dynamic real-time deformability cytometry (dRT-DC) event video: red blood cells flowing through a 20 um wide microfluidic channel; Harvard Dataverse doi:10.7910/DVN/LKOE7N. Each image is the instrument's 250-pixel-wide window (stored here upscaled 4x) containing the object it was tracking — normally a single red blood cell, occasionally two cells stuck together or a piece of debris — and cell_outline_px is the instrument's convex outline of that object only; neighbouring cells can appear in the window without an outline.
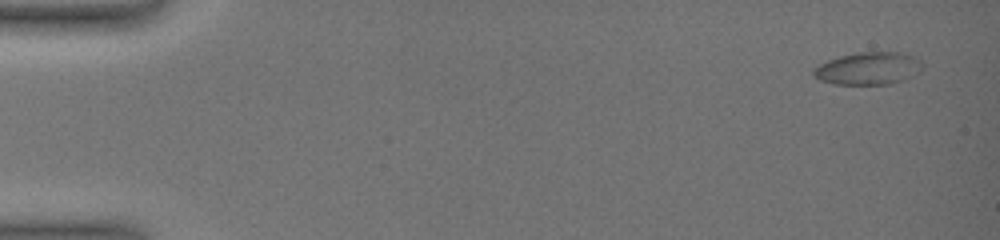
{"species": "common noctule bat (a hibernating species)", "species_latin": "Nyctalus noctula", "temperature_condition": "warm", "stored_images_in_passage": 16, "camera_frame_rate_fps": 3000, "um_per_image_px": 0.085, "animal": {"sex": "female", "body_mass_g": 19.0, "forearm_length_mm": 51.5}, "frame": {"image": 1, "passage_image": 1, "time_ms": 0.0, "image_size_px": [1000, 240], "cell_outline_px": [[924, 68], [912, 76], [904, 80], [892, 84], [836, 84], [820, 80], [812, 76], [812, 68], [828, 60], [840, 56], [860, 52], [900, 52], [912, 56], [920, 60], [924, 64]], "centroid_in_image_um": [73.81, 5.82], "position_along_channel_um": 11.2, "area_um2": 20.75}}
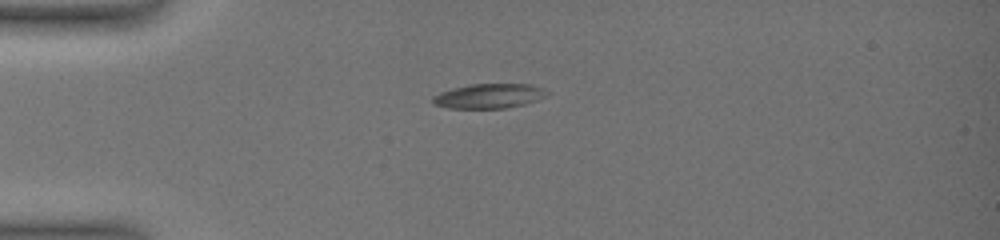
{"frame": {"image": 2, "passage_image": 10, "time_ms": 4.333, "image_size_px": [1000, 240], "cell_outline_px": [[552, 92], [548, 96], [524, 104], [504, 108], [448, 108], [432, 104], [432, 96], [440, 92], [452, 88], [472, 84], [532, 84], [544, 88]], "centroid_in_image_um": [41.6, 8.15], "position_along_channel_um": 43.4, "area_um2": 16.59}}
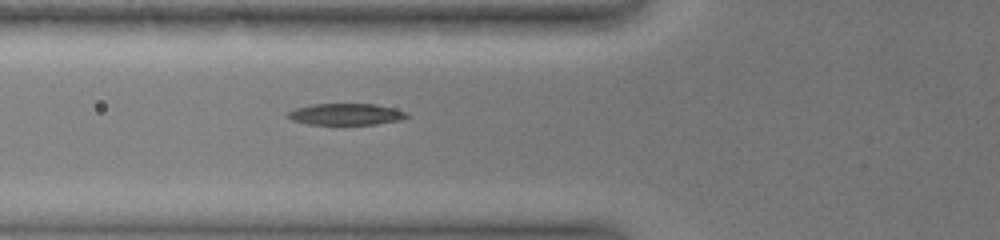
{"frame": {"image": 3, "passage_image": 16, "time_ms": 6.667, "image_size_px": [1000, 240], "cell_outline_px": [[408, 116], [400, 120], [376, 124], [308, 124], [292, 120], [284, 116], [288, 112], [296, 108], [312, 104], [376, 104], [408, 112]], "centroid_in_image_um": [29.38, 9.71], "position_along_channel_um": 96.4, "area_um2": 14.85}}